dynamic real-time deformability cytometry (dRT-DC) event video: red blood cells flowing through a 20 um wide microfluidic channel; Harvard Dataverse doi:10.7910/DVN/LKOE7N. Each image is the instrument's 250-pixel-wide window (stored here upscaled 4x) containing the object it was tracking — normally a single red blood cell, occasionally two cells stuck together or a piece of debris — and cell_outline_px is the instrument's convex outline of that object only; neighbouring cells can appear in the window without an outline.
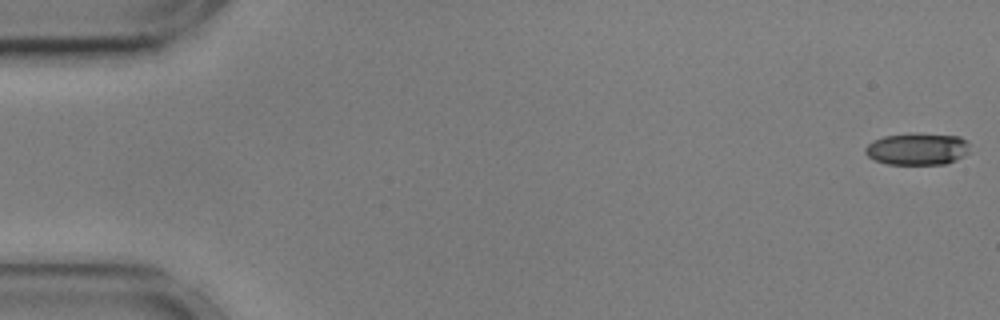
{"species": "common noctule bat (a hibernating species)", "species_latin": "Nyctalus noctula", "temperature_condition": "cold", "stored_images_in_passage": 54, "camera_frame_rate_fps": 3000, "um_per_image_px": 0.085, "animal": {"sex": "male", "body_mass_g": 17.9, "forearm_length_mm": 54.2}, "frame": {"image": 1, "passage_image": 1, "time_ms": 0.0, "image_size_px": [1000, 320], "cell_outline_px": [[968, 152], [964, 156], [956, 160], [944, 164], [888, 164], [876, 160], [868, 156], [864, 152], [864, 148], [872, 140], [884, 136], [916, 132], [960, 136], [968, 140]], "centroid_in_image_um": [77.98, 12.64], "position_along_channel_um": 7.0, "area_um2": 19.77}}
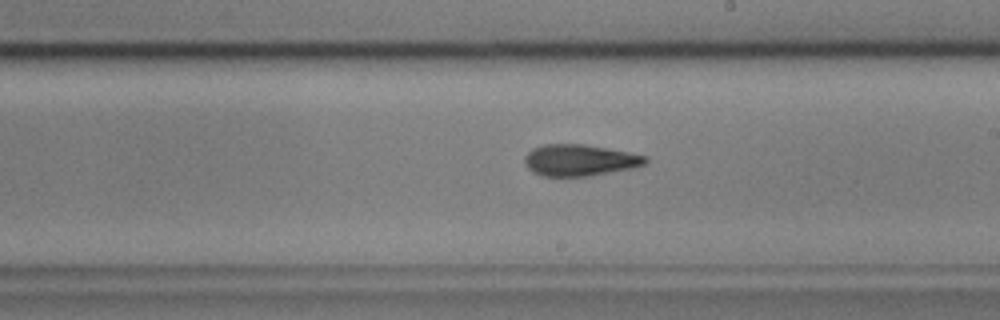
{"frame": {"image": 2, "passage_image": 32, "time_ms": 10.333, "image_size_px": [1000, 320], "cell_outline_px": [[648, 160], [644, 164], [632, 168], [592, 176], [540, 176], [532, 172], [524, 164], [524, 156], [532, 148], [544, 144], [584, 144], [608, 148], [648, 156]], "centroid_in_image_um": [49.25, 13.62], "position_along_channel_um": 239.8, "area_um2": 22.37}}
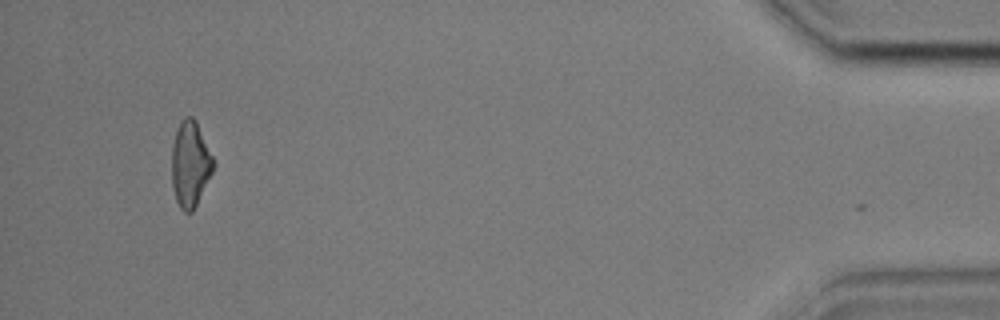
{"frame": {"image": 3, "passage_image": 53, "time_ms": 17.333, "image_size_px": [1000, 320], "cell_outline_px": [[216, 164], [192, 212], [184, 212], [180, 208], [176, 200], [172, 184], [172, 144], [180, 120], [184, 116], [192, 116], [196, 120]], "centroid_in_image_um": [16.16, 13.91], "position_along_channel_um": 419.0, "area_um2": 20.69}, "authors_computed_cell_mechanics": {"area_um2": 21.6461, "velocity_mm_per_s": 3.6002, "shape_relaxation_time_tau1_ms": 7.267, "shape_relaxation_time_tau2_ms": 3.6022, "deformation_change_tau1": 0.1837, "deformation_change_tau2": 0.1269}}